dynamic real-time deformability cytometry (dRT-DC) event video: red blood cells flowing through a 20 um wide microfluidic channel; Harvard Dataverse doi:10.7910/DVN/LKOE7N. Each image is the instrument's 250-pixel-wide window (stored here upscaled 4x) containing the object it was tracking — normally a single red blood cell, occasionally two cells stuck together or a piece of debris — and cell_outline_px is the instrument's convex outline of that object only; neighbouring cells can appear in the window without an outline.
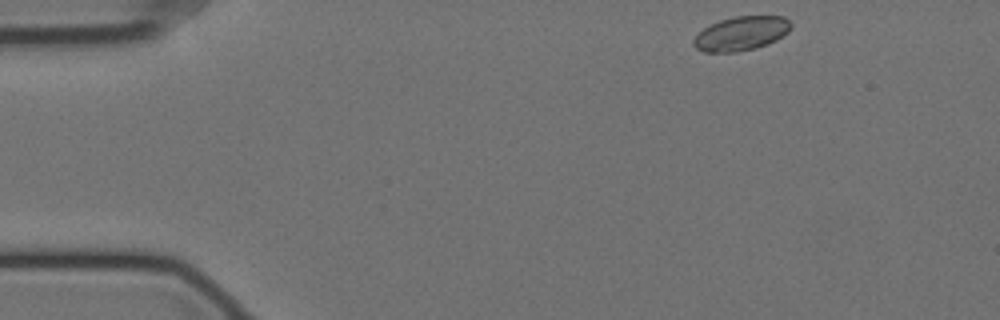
{"species": "Egyptian fruit bat (a non-hibernating species)", "species_latin": "Rousettus aegyptiacus", "temperature_condition": "cold", "stored_images_in_passage": 51, "camera_frame_rate_fps": 3000, "um_per_image_px": 0.085, "animal": {"sex": "female"}, "frame": {"image": 1, "passage_image": 1, "time_ms": 0.0, "image_size_px": [1000, 320], "cell_outline_px": [[792, 28], [788, 32], [776, 40], [768, 44], [756, 48], [736, 52], [704, 52], [696, 48], [692, 44], [692, 40], [704, 28], [720, 20], [736, 16], [784, 16], [792, 24]], "centroid_in_image_um": [63.02, 2.85], "position_along_channel_um": 22.0, "area_um2": 19.36}}
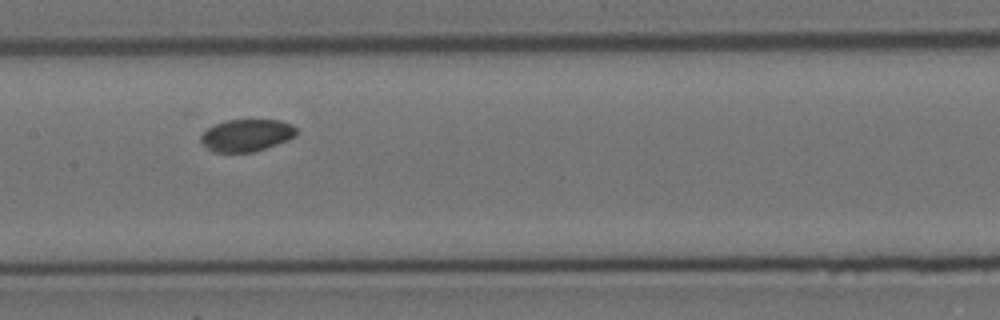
{"frame": {"image": 2, "passage_image": 22, "time_ms": 7.0, "image_size_px": [1000, 320], "cell_outline_px": [[296, 136], [288, 140], [252, 152], [212, 152], [200, 140], [200, 136], [208, 128], [216, 124], [228, 120], [280, 120], [292, 124], [296, 128]], "centroid_in_image_um": [20.97, 11.49], "position_along_channel_um": 186.4, "area_um2": 17.74}}
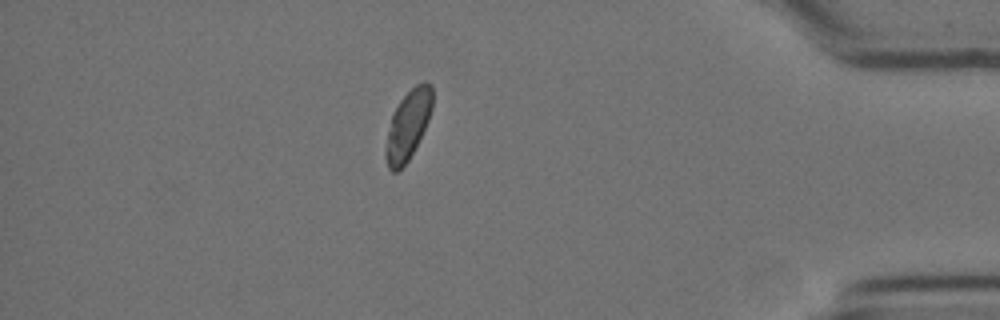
{"frame": {"image": 3, "passage_image": 44, "time_ms": 14.333, "image_size_px": [1000, 320], "cell_outline_px": [[432, 108], [428, 120], [408, 160], [396, 172], [392, 172], [388, 168], [384, 156], [384, 152], [392, 112], [400, 100], [416, 84], [424, 80], [432, 84]], "centroid_in_image_um": [34.66, 10.6], "position_along_channel_um": 400.5, "area_um2": 18.61}}